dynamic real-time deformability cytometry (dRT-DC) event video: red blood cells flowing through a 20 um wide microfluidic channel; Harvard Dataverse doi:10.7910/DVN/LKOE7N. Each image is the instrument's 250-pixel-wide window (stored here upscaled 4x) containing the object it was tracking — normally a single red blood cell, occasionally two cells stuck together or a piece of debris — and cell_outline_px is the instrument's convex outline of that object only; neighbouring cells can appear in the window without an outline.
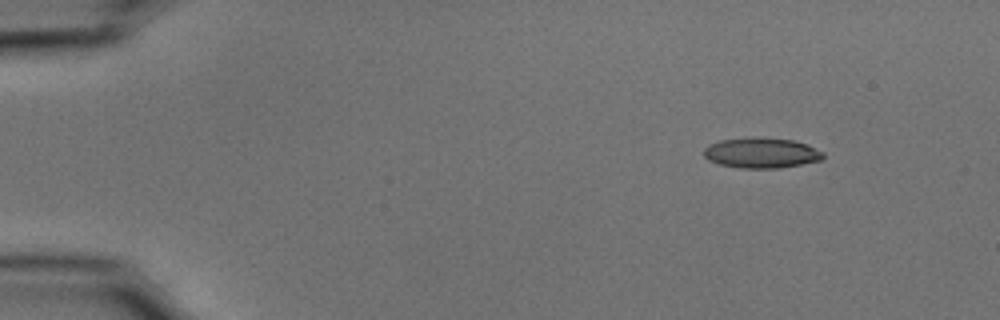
{"species": "common noctule bat (a hibernating species)", "species_latin": "Nyctalus noctula", "temperature_condition": "cold", "stored_images_in_passage": 48, "camera_frame_rate_fps": 3000, "um_per_image_px": 0.085, "animal": {"sex": "male", "body_mass_g": 15.6}, "frame": {"image": 1, "passage_image": 1, "time_ms": 0.0, "image_size_px": [1000, 320], "cell_outline_px": [[824, 156], [820, 160], [800, 164], [776, 168], [740, 168], [720, 164], [708, 160], [704, 156], [704, 148], [708, 144], [720, 140], [792, 140], [808, 144], [824, 152]], "centroid_in_image_um": [64.72, 13.04], "position_along_channel_um": 20.3, "area_um2": 20.17}}
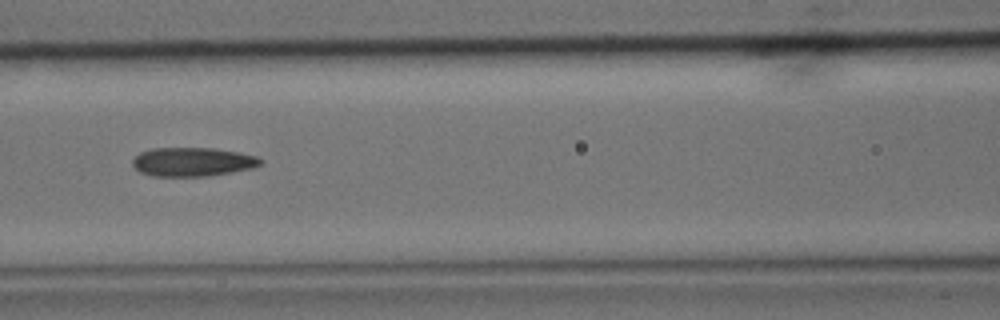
{"frame": {"image": 2, "passage_image": 19, "time_ms": 6.0, "image_size_px": [1000, 320], "cell_outline_px": [[264, 160], [260, 164], [252, 168], [232, 172], [208, 176], [152, 176], [140, 172], [132, 164], [132, 160], [140, 152], [152, 148], [212, 148], [240, 152], [260, 156]], "centroid_in_image_um": [16.4, 13.75], "position_along_channel_um": 150.2, "area_um2": 21.68}}
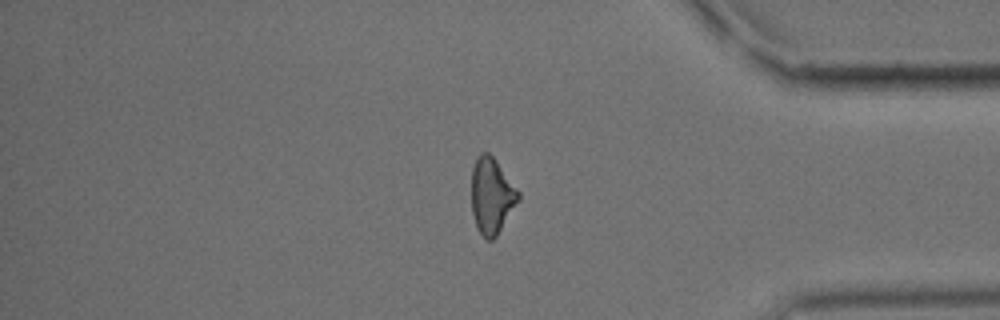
{"frame": {"image": 3, "passage_image": 40, "time_ms": 13.0, "image_size_px": [1000, 320], "cell_outline_px": [[520, 200], [496, 236], [492, 240], [488, 240], [476, 228], [472, 212], [472, 168], [480, 152], [488, 152], [496, 160], [520, 192]], "centroid_in_image_um": [41.8, 16.64], "position_along_channel_um": 393.4, "area_um2": 20.69}, "authors_computed_cell_mechanics": {"area_um2": 21.386, "velocity_mm_per_s": 3.7569, "shape_relaxation_time_tau1_ms": 5.4047, "shape_relaxation_time_tau2_ms": 4.1441, "deformation_change_tau1": 0.1679, "deformation_change_tau2": 0.1319}}